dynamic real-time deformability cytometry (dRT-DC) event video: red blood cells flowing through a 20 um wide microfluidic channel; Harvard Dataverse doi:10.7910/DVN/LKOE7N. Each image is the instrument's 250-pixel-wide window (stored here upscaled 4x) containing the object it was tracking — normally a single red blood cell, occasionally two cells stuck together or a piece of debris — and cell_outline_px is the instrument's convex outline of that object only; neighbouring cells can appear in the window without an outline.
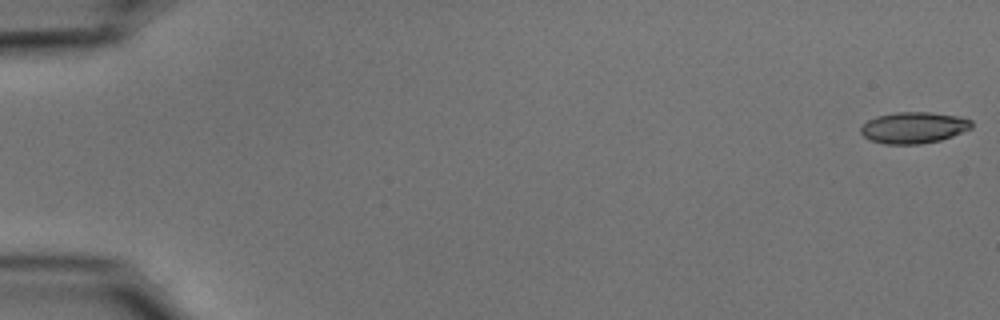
{"species": "common noctule bat (a hibernating species)", "species_latin": "Nyctalus noctula", "temperature_condition": "cold", "stored_images_in_passage": 55, "camera_frame_rate_fps": 3000, "um_per_image_px": 0.085, "animal": {"sex": "male", "body_mass_g": 15.6}, "frame": {"image": 1, "passage_image": 1, "time_ms": 0.0, "image_size_px": [1000, 320], "cell_outline_px": [[972, 128], [952, 136], [940, 140], [920, 144], [884, 144], [872, 140], [864, 136], [860, 132], [860, 128], [868, 120], [876, 116], [896, 112], [928, 112], [956, 116], [972, 120]], "centroid_in_image_um": [77.66, 10.85], "position_along_channel_um": 7.3, "area_um2": 20.11}}
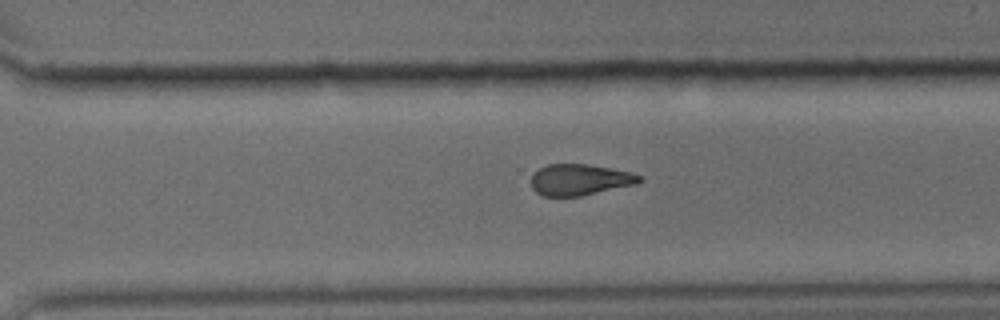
{"frame": {"image": 2, "passage_image": 39, "time_ms": 12.667, "image_size_px": [1000, 320], "cell_outline_px": [[644, 180], [636, 184], [580, 196], [544, 196], [536, 192], [532, 188], [532, 176], [540, 168], [548, 164], [588, 164], [632, 172], [644, 176]], "centroid_in_image_um": [49.33, 15.27], "position_along_channel_um": 321.3, "area_um2": 19.65}}
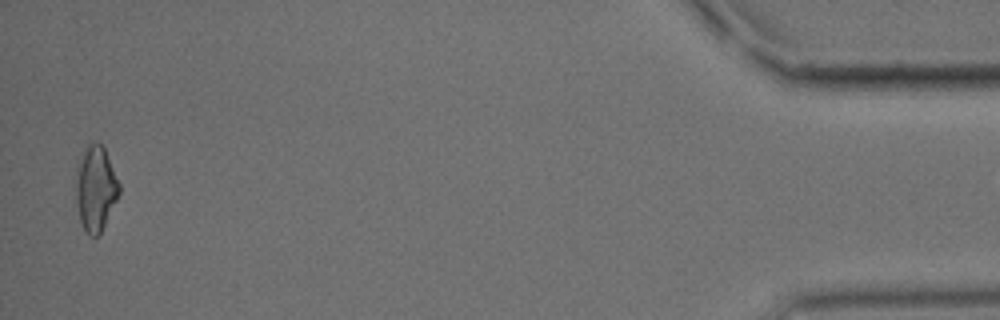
{"frame": {"image": 3, "passage_image": 54, "time_ms": 17.667, "image_size_px": [1000, 320], "cell_outline_px": [[120, 192], [100, 232], [96, 236], [88, 236], [84, 232], [80, 220], [76, 204], [72, 176], [84, 148], [88, 144], [100, 144], [104, 148], [120, 184]], "centroid_in_image_um": [8.06, 16.01], "position_along_channel_um": 427.1, "area_um2": 21.79}}